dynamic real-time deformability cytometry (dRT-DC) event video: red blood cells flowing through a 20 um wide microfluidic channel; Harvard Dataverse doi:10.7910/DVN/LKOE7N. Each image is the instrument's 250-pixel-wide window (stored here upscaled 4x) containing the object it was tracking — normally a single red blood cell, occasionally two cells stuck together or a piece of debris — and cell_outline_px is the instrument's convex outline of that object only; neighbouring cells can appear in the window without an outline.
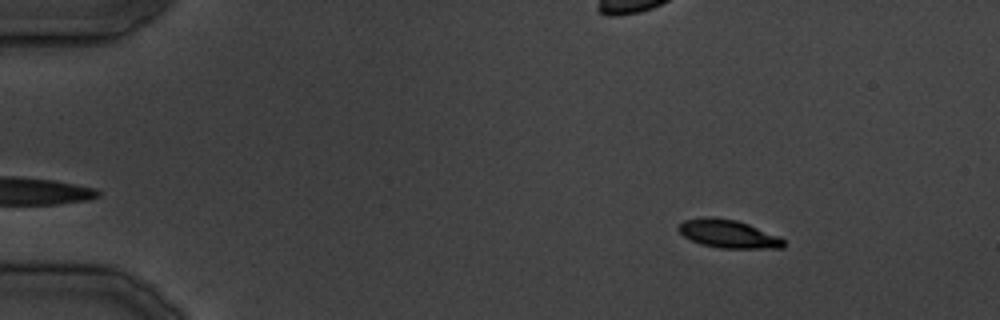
{"species": "common noctule bat (a hibernating species)", "species_latin": "Nyctalus noctula", "temperature_condition": "cold", "stored_images_in_passage": 19, "camera_frame_rate_fps": 3000, "um_per_image_px": 0.085, "animal": {"sex": "male", "body_mass_g": 19.5, "forearm_length_mm": 54.6}, "frame": {"image": 1, "passage_image": 1, "time_ms": 0.0, "image_size_px": [1000, 320], "cell_outline_px": [[784, 248], [720, 248], [700, 244], [684, 236], [676, 228], [684, 220], [704, 216], [712, 216], [736, 220], [748, 224], [780, 236], [784, 240]], "centroid_in_image_um": [61.89, 19.87], "position_along_channel_um": 23.1, "area_um2": 17.34}}
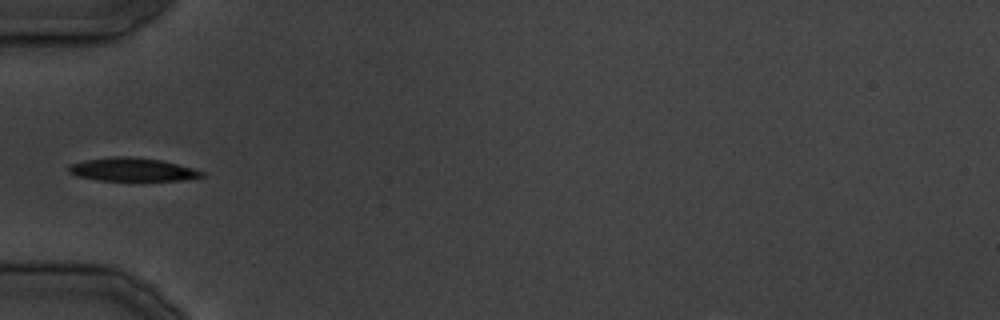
{"frame": {"image": 2, "passage_image": 9, "time_ms": 9.333, "image_size_px": [1000, 320], "cell_outline_px": [[204, 176], [188, 180], [100, 180], [76, 176], [68, 172], [68, 168], [72, 164], [84, 160], [112, 156], [128, 156], [160, 160], [192, 168], [204, 172]], "centroid_in_image_um": [11.24, 14.41], "position_along_channel_um": 73.8, "area_um2": 17.92}}